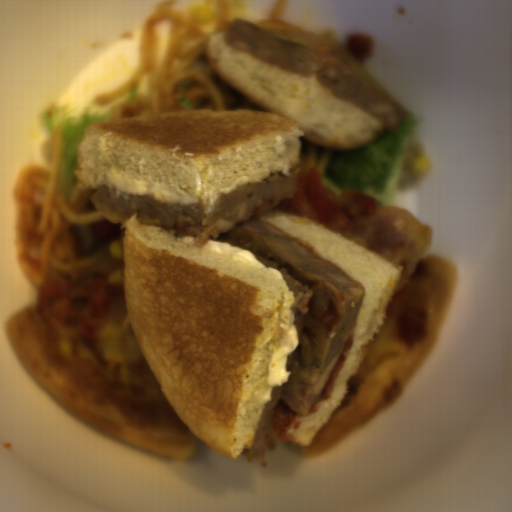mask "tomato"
I'll list each match as a JSON object with an SVG mask.
<instances>
[{
	"label": "tomato",
	"instance_id": "obj_1",
	"mask_svg": "<svg viewBox=\"0 0 512 512\" xmlns=\"http://www.w3.org/2000/svg\"><path fill=\"white\" fill-rule=\"evenodd\" d=\"M300 426V415L280 402L275 406L274 415L270 422V430L278 443L295 442L294 436L289 430L298 429Z\"/></svg>",
	"mask_w": 512,
	"mask_h": 512
},
{
	"label": "tomato",
	"instance_id": "obj_2",
	"mask_svg": "<svg viewBox=\"0 0 512 512\" xmlns=\"http://www.w3.org/2000/svg\"><path fill=\"white\" fill-rule=\"evenodd\" d=\"M354 333H355V322L349 332V335H348L345 345L342 349V352L340 354L338 362H337L324 390L313 401V403L310 406L309 416L311 414H313L314 412H317L320 403L326 399H329L331 397V395L333 394L335 383H336V381H337V379H338V377H339V375H340V373L350 355V351H351L353 340H354Z\"/></svg>",
	"mask_w": 512,
	"mask_h": 512
},
{
	"label": "tomato",
	"instance_id": "obj_3",
	"mask_svg": "<svg viewBox=\"0 0 512 512\" xmlns=\"http://www.w3.org/2000/svg\"><path fill=\"white\" fill-rule=\"evenodd\" d=\"M285 234H286V233H285ZM286 235H288V234H286ZM288 236H289V237H291L292 239H294L296 242H298V243H299V244H301L302 246H304L305 248H307L309 251H311V252H312L314 255H316L318 258L323 259V260H325V261H327V262L332 263L333 265H335L338 269H340V270L342 271V269L339 267V265H338V264H336V263H334V262L330 261V260H329V259H327V258H323V257H322V255H321V254L316 250V248H315L312 244L308 243V242H307V241H305V240H302V239H299V238L293 237V236H291V235H288ZM342 272H343V271H342Z\"/></svg>",
	"mask_w": 512,
	"mask_h": 512
}]
</instances>
